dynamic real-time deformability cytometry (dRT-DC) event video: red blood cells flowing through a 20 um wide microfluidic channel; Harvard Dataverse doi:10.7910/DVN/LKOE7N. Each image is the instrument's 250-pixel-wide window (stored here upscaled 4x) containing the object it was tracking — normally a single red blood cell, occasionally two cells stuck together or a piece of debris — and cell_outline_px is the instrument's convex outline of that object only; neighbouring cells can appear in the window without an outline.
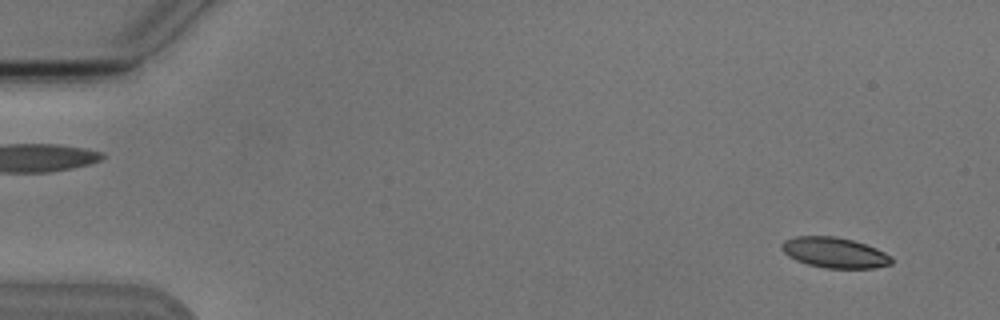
{"species": "Egyptian fruit bat (a non-hibernating species)", "species_latin": "Rousettus aegyptiacus", "temperature_condition": "cold", "stored_images_in_passage": 4, "camera_frame_rate_fps": 3000, "um_per_image_px": 0.085, "animal": {"sex": "male"}, "frame": {"image": 1, "passage_image": 1, "time_ms": 0.0, "image_size_px": [1000, 320], "cell_outline_px": [[892, 264], [876, 268], [824, 268], [808, 264], [796, 260], [788, 256], [780, 248], [780, 244], [784, 240], [796, 236], [836, 236], [852, 240], [876, 248], [892, 256]], "centroid_in_image_um": [70.93, 21.47], "position_along_channel_um": 14.1, "area_um2": 19.59}}
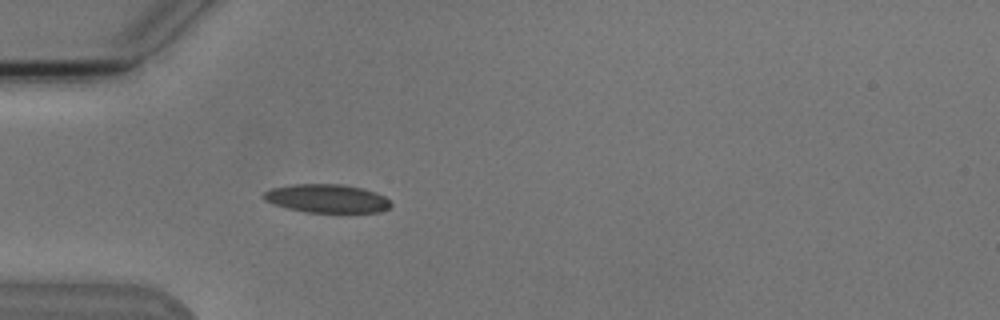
{"frame": {"image": 2, "passage_image": 4, "time_ms": 4.333, "image_size_px": [1000, 320], "cell_outline_px": [[392, 204], [388, 208], [380, 212], [304, 212], [272, 204], [264, 200], [260, 196], [264, 192], [272, 188], [292, 184], [340, 184], [364, 188], [376, 192], [384, 196]], "centroid_in_image_um": [27.76, 16.87], "position_along_channel_um": 57.2, "area_um2": 21.21}}